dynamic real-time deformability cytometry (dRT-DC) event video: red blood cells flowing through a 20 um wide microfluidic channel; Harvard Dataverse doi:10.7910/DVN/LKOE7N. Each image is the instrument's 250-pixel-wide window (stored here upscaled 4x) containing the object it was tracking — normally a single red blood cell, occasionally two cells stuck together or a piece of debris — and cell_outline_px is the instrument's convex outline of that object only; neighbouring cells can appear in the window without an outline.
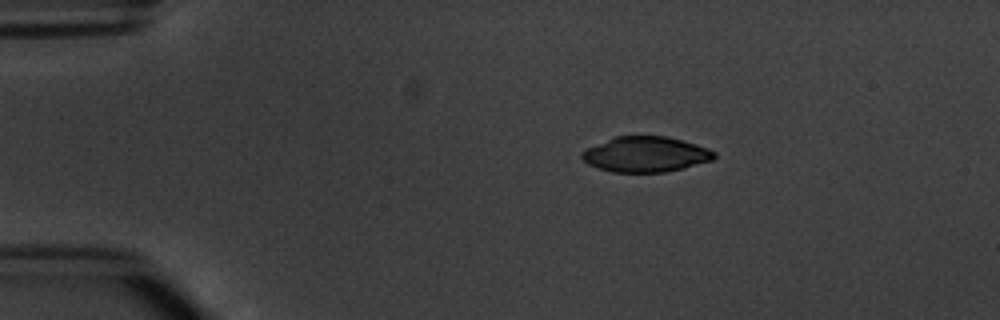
{"species": "common noctule bat (a hibernating species)", "species_latin": "Nyctalus noctula", "temperature_condition": "warm", "stored_images_in_passage": 4, "camera_frame_rate_fps": 3000, "um_per_image_px": 0.085, "animal": {"sex": "male", "body_mass_g": 20.1, "forearm_length_mm": 53.5}, "frame": {"image": 1, "passage_image": 1, "time_ms": 0.0, "image_size_px": [1000, 320], "cell_outline_px": [[716, 156], [712, 160], [684, 168], [664, 172], [612, 172], [596, 168], [588, 164], [580, 156], [580, 152], [588, 148], [616, 136], [668, 136], [696, 144], [708, 148], [716, 152]], "centroid_in_image_um": [54.89, 13.12], "position_along_channel_um": 30.1, "area_um2": 27.28}}